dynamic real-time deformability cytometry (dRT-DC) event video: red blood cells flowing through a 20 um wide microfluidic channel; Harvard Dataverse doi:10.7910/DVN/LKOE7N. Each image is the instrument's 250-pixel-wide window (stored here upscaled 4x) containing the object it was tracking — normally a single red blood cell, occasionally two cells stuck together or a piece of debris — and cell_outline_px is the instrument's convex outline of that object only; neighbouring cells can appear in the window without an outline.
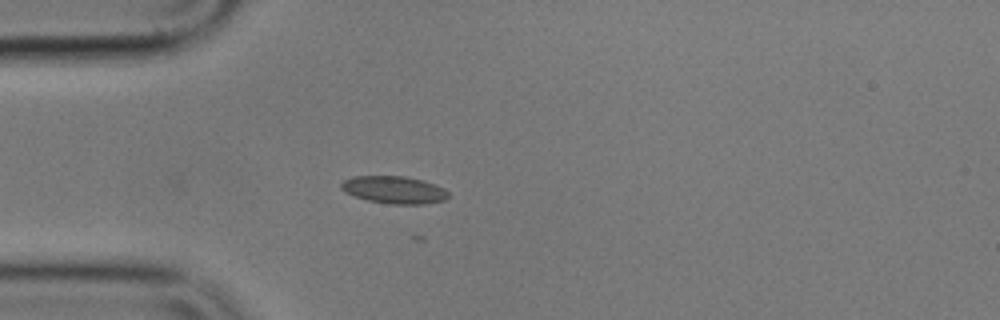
{"species": "common noctule bat (a hibernating species)", "species_latin": "Nyctalus noctula", "temperature_condition": "cold", "stored_images_in_passage": 23, "camera_frame_rate_fps": 3000, "um_per_image_px": 0.085, "animal": {"sex": "male", "body_mass_g": 17.9}, "frame": {"image": 1, "passage_image": 1, "time_ms": 0.0, "image_size_px": [1000, 320], "cell_outline_px": [[448, 196], [444, 200], [424, 204], [388, 204], [368, 200], [344, 192], [340, 188], [340, 184], [344, 180], [352, 176], [404, 176], [424, 180], [436, 184], [444, 188], [448, 192]], "centroid_in_image_um": [33.5, 16.13], "position_along_channel_um": 51.5, "area_um2": 17.22}}
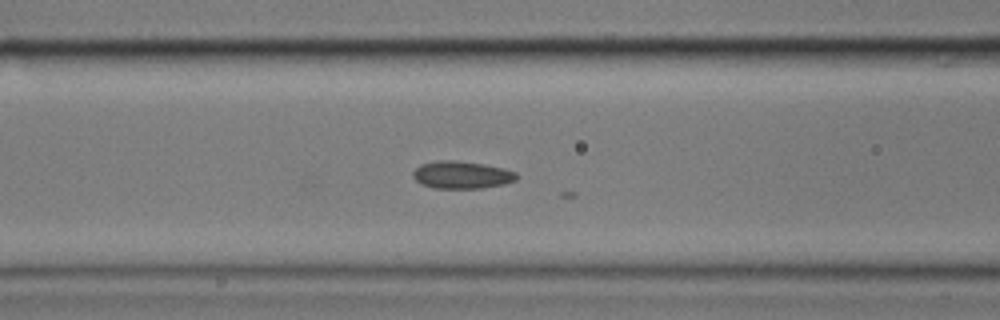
{"frame": {"image": 2, "passage_image": 8, "time_ms": 2.333, "image_size_px": [1000, 320], "cell_outline_px": [[520, 176], [516, 180], [504, 184], [480, 188], [432, 188], [420, 184], [412, 176], [412, 172], [420, 164], [436, 160], [452, 160], [484, 164], [504, 168], [516, 172]], "centroid_in_image_um": [39.24, 14.86], "position_along_channel_um": 127.4, "area_um2": 16.76}}
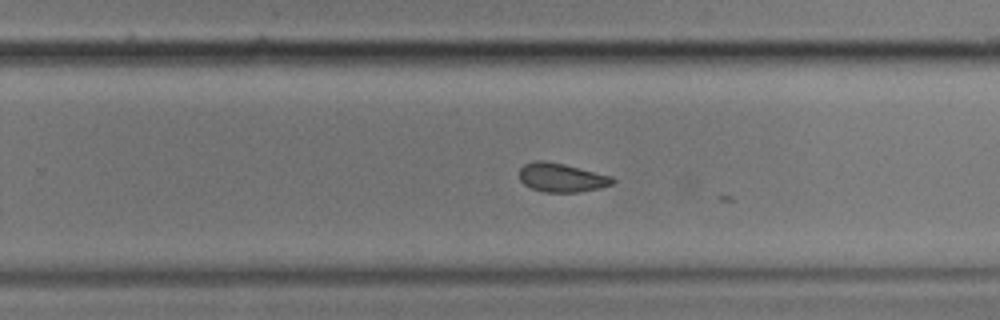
{"frame": {"image": 3, "passage_image": 21, "time_ms": 6.667, "image_size_px": [1000, 320], "cell_outline_px": [[616, 180], [612, 184], [600, 188], [580, 192], [544, 192], [532, 188], [524, 184], [520, 180], [520, 168], [524, 164], [536, 160], [544, 160], [564, 164], [612, 176]], "centroid_in_image_um": [47.74, 15.09], "position_along_channel_um": 282.1, "area_um2": 15.66}}